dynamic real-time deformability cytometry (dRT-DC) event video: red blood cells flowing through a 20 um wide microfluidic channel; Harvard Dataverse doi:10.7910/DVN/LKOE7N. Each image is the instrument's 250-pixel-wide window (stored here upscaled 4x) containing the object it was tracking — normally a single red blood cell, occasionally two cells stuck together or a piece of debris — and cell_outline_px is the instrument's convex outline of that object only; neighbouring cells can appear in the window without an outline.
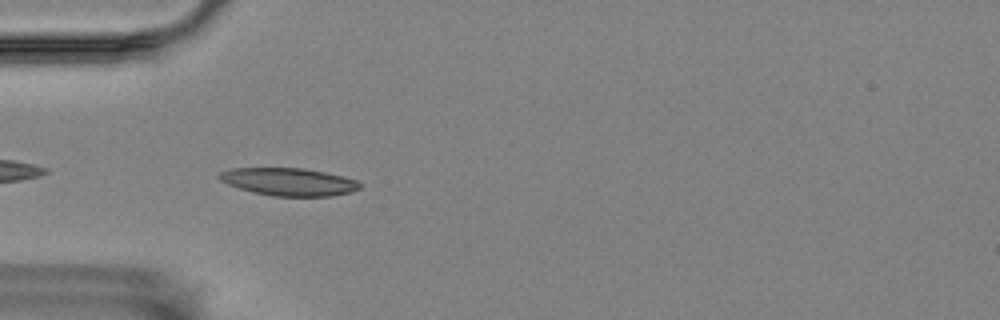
{"species": "Egyptian fruit bat (a non-hibernating species)", "species_latin": "Rousettus aegyptiacus", "temperature_condition": "room temperature", "stored_images_in_passage": 5, "camera_frame_rate_fps": 3000, "um_per_image_px": 0.085, "animal": {"sex": "female"}, "frame": {"image": 1, "passage_image": 5, "time_ms": 1.333, "image_size_px": [1000, 320], "cell_outline_px": [[360, 188], [352, 192], [332, 196], [272, 196], [252, 192], [228, 184], [220, 180], [216, 176], [220, 172], [232, 168], [304, 168], [324, 172], [356, 180], [360, 184]], "centroid_in_image_um": [24.52, 15.45], "position_along_channel_um": 60.5, "area_um2": 22.6}}